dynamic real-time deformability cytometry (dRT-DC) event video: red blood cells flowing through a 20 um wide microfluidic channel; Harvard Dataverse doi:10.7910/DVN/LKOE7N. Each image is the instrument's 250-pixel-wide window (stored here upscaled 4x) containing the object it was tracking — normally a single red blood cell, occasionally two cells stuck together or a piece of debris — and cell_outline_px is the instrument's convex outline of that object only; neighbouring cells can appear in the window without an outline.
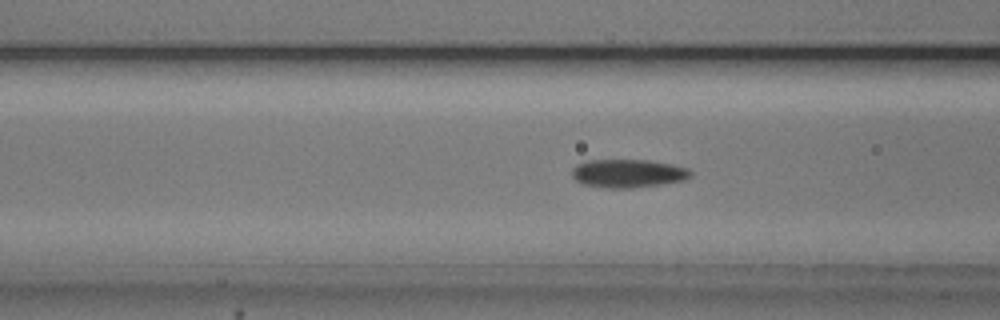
{"species": "common noctule bat (a hibernating species)", "species_latin": "Nyctalus noctula", "temperature_condition": "cold", "stored_images_in_passage": 51, "camera_frame_rate_fps": 3000, "um_per_image_px": 0.085, "animal": {"sex": "male", "body_mass_g": 20.5, "forearm_length_mm": 52.5}, "frame": {"image": 1, "passage_image": 21, "time_ms": 6.667, "image_size_px": [1000, 320], "cell_outline_px": [[692, 176], [684, 180], [660, 184], [632, 188], [608, 188], [584, 184], [576, 180], [572, 176], [572, 168], [576, 164], [584, 160], [648, 160], [672, 164], [688, 168], [692, 172]], "centroid_in_image_um": [53.38, 14.73], "position_along_channel_um": 113.2, "area_um2": 19.65}}
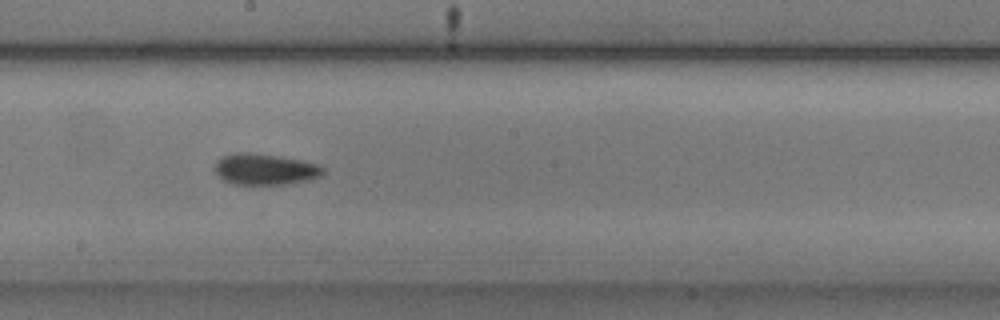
{"frame": {"image": 2, "passage_image": 30, "time_ms": 9.667, "image_size_px": [1000, 320], "cell_outline_px": [[324, 172], [320, 176], [308, 180], [284, 184], [232, 184], [224, 180], [216, 172], [216, 160], [224, 156], [236, 152], [248, 152], [276, 156], [300, 160], [316, 164], [324, 168]], "centroid_in_image_um": [22.51, 14.39], "position_along_channel_um": 225.7, "area_um2": 19.31}}
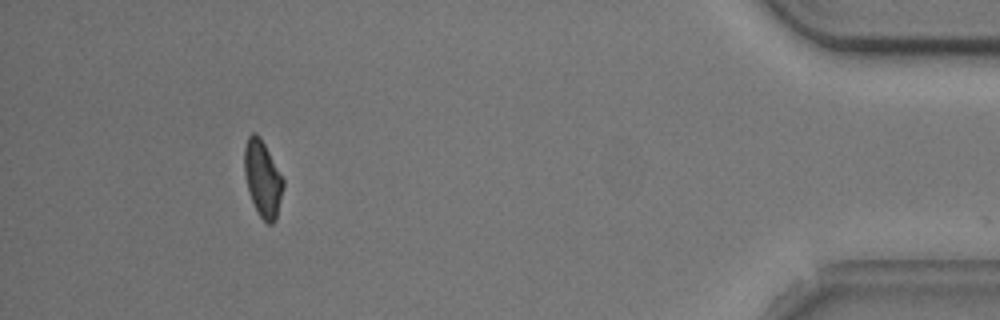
{"frame": {"image": 3, "passage_image": 50, "time_ms": 16.333, "image_size_px": [1000, 320], "cell_outline_px": [[284, 188], [276, 220], [272, 224], [268, 224], [260, 216], [252, 200], [248, 188], [244, 172], [244, 148], [248, 136], [252, 132], [256, 132], [260, 136], [284, 180]], "centroid_in_image_um": [22.33, 15.17], "position_along_channel_um": 412.9, "area_um2": 17.17}}